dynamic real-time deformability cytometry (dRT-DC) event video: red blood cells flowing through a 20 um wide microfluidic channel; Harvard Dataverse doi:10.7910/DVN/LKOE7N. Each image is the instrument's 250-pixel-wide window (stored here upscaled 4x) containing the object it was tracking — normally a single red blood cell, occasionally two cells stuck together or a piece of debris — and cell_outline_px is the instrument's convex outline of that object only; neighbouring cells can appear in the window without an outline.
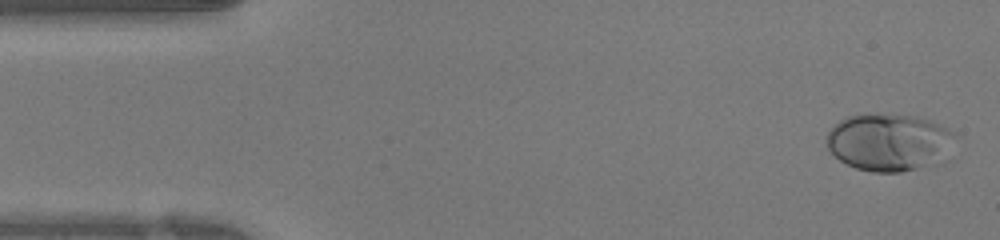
{"species": "human", "species_latin": "Homo sapiens", "temperature_condition": "warm", "stored_images_in_passage": 40, "camera_frame_rate_fps": 3000, "um_per_image_px": 0.085, "donor": {"sex": "female"}, "frame": {"image": 1, "passage_image": 1, "time_ms": 0.0, "image_size_px": [1000, 240], "cell_outline_px": [[956, 136], [936, 164], [900, 172], [872, 172], [856, 168], [840, 160], [828, 148], [828, 132], [840, 120], [848, 116], [864, 112], [916, 116], [940, 124], [956, 132]], "centroid_in_image_um": [75.55, 12.06], "position_along_channel_um": 9.5, "area_um2": 42.77}}
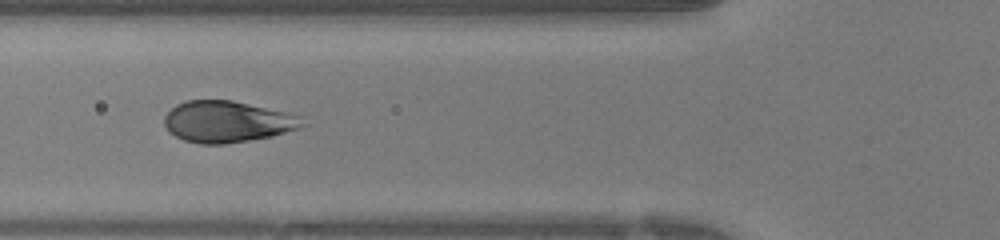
{"frame": {"image": 2, "passage_image": 14, "time_ms": 4.333, "image_size_px": [1000, 240], "cell_outline_px": [[308, 124], [300, 128], [272, 136], [224, 144], [200, 144], [184, 140], [168, 132], [164, 124], [164, 116], [176, 104], [184, 100], [232, 100], [284, 112], [300, 116]], "centroid_in_image_um": [19.3, 10.34], "position_along_channel_um": 106.5, "area_um2": 33.29}}
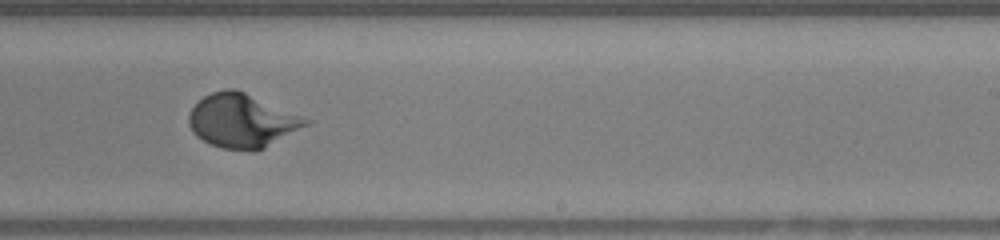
{"frame": {"image": 3, "passage_image": 24, "time_ms": 7.667, "image_size_px": [1000, 240], "cell_outline_px": [[312, 120], [308, 124], [264, 148], [256, 152], [252, 152], [224, 148], [212, 144], [196, 136], [192, 132], [188, 124], [188, 116], [192, 108], [204, 96], [212, 92], [228, 88], [236, 88]], "centroid_in_image_um": [20.55, 10.26], "position_along_channel_um": 268.4, "area_um2": 36.47}}